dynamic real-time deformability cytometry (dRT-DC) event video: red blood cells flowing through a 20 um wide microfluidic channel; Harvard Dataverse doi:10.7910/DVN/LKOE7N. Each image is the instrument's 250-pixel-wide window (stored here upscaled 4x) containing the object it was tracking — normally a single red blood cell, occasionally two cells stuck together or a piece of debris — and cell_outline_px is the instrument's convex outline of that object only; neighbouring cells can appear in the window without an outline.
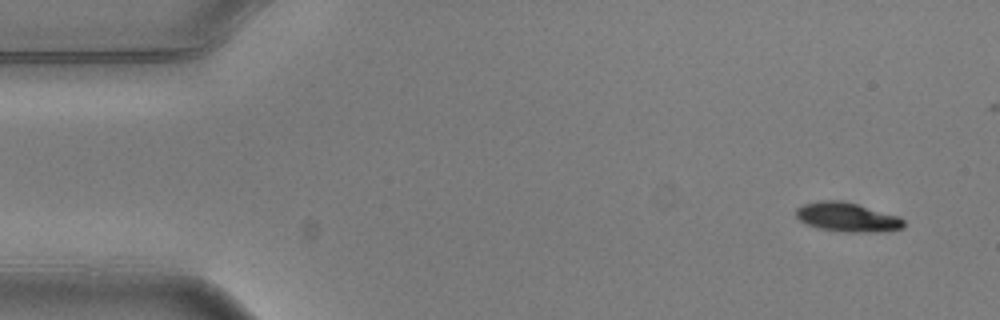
{"species": "common noctule bat (a hibernating species)", "species_latin": "Nyctalus noctula", "temperature_condition": "warm", "stored_images_in_passage": 4, "camera_frame_rate_fps": 3000, "um_per_image_px": 0.085, "animal": {"sex": "male", "body_mass_g": 20.5, "forearm_length_mm": 52.5}, "frame": {"image": 1, "passage_image": 1, "time_ms": 0.0, "image_size_px": [1000, 320], "cell_outline_px": [[904, 228], [872, 232], [844, 232], [820, 228], [808, 224], [800, 220], [796, 216], [796, 208], [804, 204], [820, 200], [844, 200], [900, 216], [904, 220]], "centroid_in_image_um": [72.03, 18.44], "position_along_channel_um": 13.0, "area_um2": 18.32}}
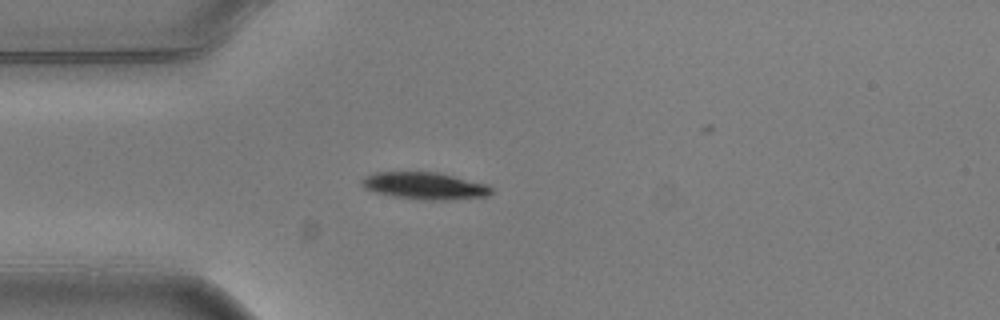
{"frame": {"image": 2, "passage_image": 4, "time_ms": 1.0, "image_size_px": [1000, 320], "cell_outline_px": [[492, 192], [488, 196], [432, 200], [424, 200], [396, 196], [376, 192], [364, 188], [360, 184], [360, 180], [364, 176], [372, 172], [436, 172], [488, 184], [492, 188]], "centroid_in_image_um": [36.06, 15.77], "position_along_channel_um": 48.9, "area_um2": 20.23}}